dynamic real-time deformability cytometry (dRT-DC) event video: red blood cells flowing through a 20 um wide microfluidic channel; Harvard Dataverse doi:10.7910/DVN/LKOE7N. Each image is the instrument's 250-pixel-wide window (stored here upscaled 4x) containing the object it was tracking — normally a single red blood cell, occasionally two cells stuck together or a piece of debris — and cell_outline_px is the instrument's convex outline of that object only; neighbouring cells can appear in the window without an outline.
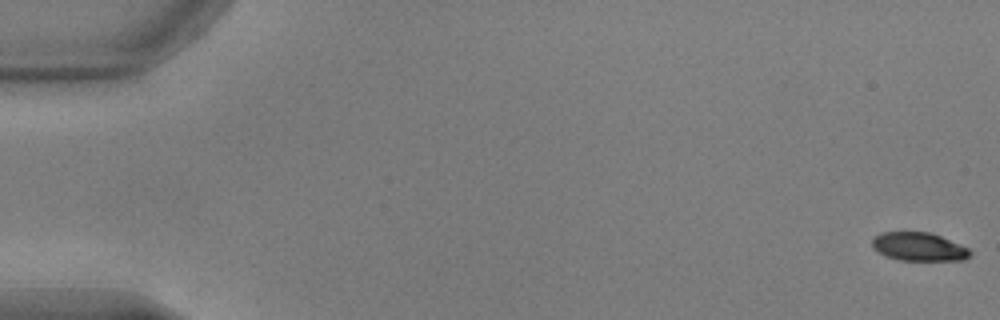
{"species": "common noctule bat (a hibernating species)", "species_latin": "Nyctalus noctula", "temperature_condition": "warm", "stored_images_in_passage": 16, "camera_frame_rate_fps": 3000, "um_per_image_px": 0.085, "animal": {"sex": "male", "body_mass_g": 17.9, "forearm_length_mm": 54.2}, "frame": {"image": 1, "passage_image": 1, "time_ms": 0.0, "image_size_px": [1000, 320], "cell_outline_px": [[972, 256], [964, 260], [900, 260], [884, 256], [872, 248], [872, 236], [880, 232], [928, 232], [940, 236], [968, 248], [972, 252]], "centroid_in_image_um": [78.06, 20.97], "position_along_channel_um": 6.9, "area_um2": 16.36}}